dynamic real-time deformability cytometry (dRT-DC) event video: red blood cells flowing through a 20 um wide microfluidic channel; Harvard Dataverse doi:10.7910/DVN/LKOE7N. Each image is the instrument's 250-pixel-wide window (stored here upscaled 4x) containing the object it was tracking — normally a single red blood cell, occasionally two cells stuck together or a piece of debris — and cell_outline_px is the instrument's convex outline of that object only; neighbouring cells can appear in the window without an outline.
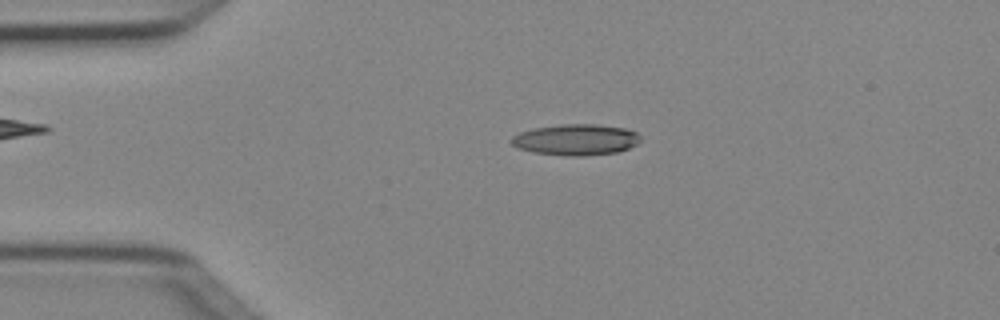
{"species": "Egyptian fruit bat (a non-hibernating species)", "species_latin": "Rousettus aegyptiacus", "temperature_condition": "cold", "stored_images_in_passage": 5, "camera_frame_rate_fps": 3000, "um_per_image_px": 0.085, "animal": {"sex": "female"}, "frame": {"image": 1, "passage_image": 5, "time_ms": 1.333, "image_size_px": [1000, 320], "cell_outline_px": [[640, 140], [636, 144], [628, 148], [616, 152], [580, 156], [568, 156], [532, 152], [520, 148], [512, 144], [512, 136], [520, 132], [532, 128], [560, 124], [596, 124], [624, 128], [636, 132], [640, 136]], "centroid_in_image_um": [48.94, 11.86], "position_along_channel_um": 36.1, "area_um2": 23.24}}